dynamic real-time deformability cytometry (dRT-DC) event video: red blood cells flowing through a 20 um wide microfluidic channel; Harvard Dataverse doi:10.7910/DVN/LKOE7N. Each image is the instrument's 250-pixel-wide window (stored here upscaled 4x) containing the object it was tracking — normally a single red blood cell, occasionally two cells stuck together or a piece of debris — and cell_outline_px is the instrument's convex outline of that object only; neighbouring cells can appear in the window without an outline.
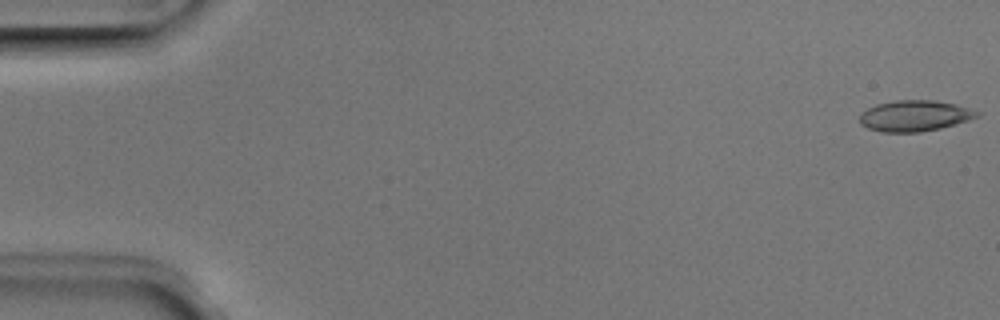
{"species": "Egyptian fruit bat (a non-hibernating species)", "species_latin": "Rousettus aegyptiacus", "temperature_condition": "room temperature", "stored_images_in_passage": 4, "camera_frame_rate_fps": 3000, "um_per_image_px": 0.085, "animal": {"sex": "male"}, "frame": {"image": 1, "passage_image": 1, "time_ms": 0.0, "image_size_px": [1000, 320], "cell_outline_px": [[980, 116], [956, 124], [940, 128], [920, 132], [880, 132], [868, 128], [860, 124], [860, 116], [868, 108], [876, 104], [896, 100], [932, 100], [956, 104], [980, 112]], "centroid_in_image_um": [77.75, 9.84], "position_along_channel_um": 7.2, "area_um2": 21.1}}
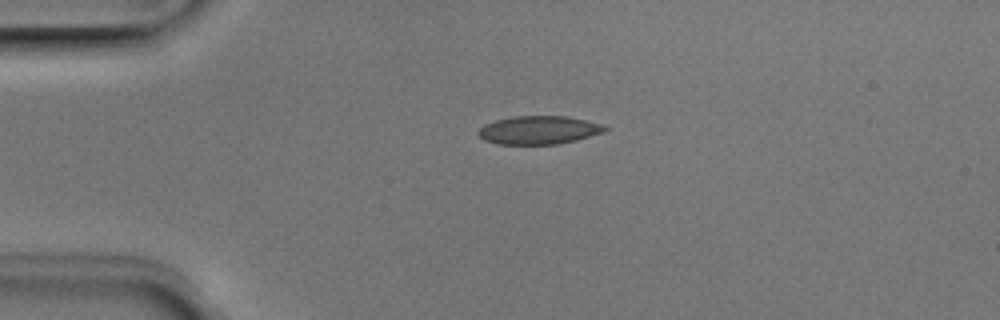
{"frame": {"image": 2, "passage_image": 4, "time_ms": 1.0, "image_size_px": [1000, 320], "cell_outline_px": [[608, 128], [600, 132], [576, 140], [556, 144], [500, 144], [484, 140], [476, 132], [484, 124], [496, 120], [512, 116], [568, 116], [604, 124]], "centroid_in_image_um": [45.77, 11.04], "position_along_channel_um": 39.2, "area_um2": 20.75}}